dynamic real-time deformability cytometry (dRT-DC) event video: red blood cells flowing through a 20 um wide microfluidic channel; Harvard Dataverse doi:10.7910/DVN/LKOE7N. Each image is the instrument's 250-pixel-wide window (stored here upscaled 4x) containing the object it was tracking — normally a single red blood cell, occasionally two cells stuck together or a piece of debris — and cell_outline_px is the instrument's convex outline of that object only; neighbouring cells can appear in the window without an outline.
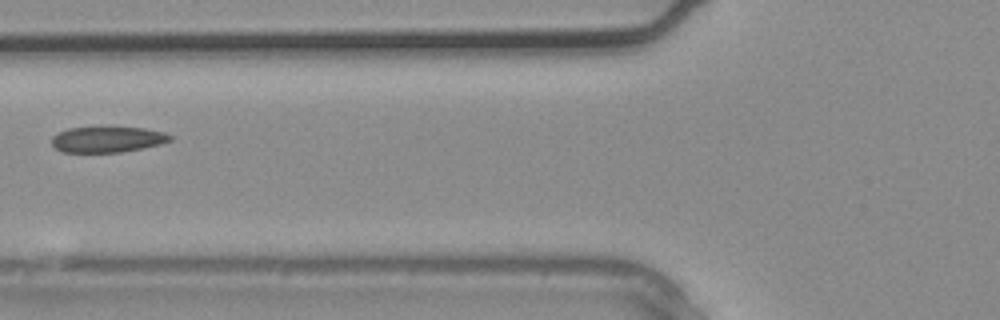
{"species": "common noctule bat (a hibernating species)", "species_latin": "Nyctalus noctula", "temperature_condition": "warm", "stored_images_in_passage": 2, "camera_frame_rate_fps": 3000, "um_per_image_px": 0.085, "animal": {"sex": "male", "body_mass_g": 20.4}, "frame": {"image": 1, "passage_image": 2, "time_ms": 0.333, "image_size_px": [1000, 320], "cell_outline_px": [[172, 140], [160, 144], [120, 152], [60, 152], [52, 144], [52, 136], [68, 128], [144, 128], [164, 132], [172, 136]], "centroid_in_image_um": [9.12, 11.86], "position_along_channel_um": 116.7, "area_um2": 17.46}}